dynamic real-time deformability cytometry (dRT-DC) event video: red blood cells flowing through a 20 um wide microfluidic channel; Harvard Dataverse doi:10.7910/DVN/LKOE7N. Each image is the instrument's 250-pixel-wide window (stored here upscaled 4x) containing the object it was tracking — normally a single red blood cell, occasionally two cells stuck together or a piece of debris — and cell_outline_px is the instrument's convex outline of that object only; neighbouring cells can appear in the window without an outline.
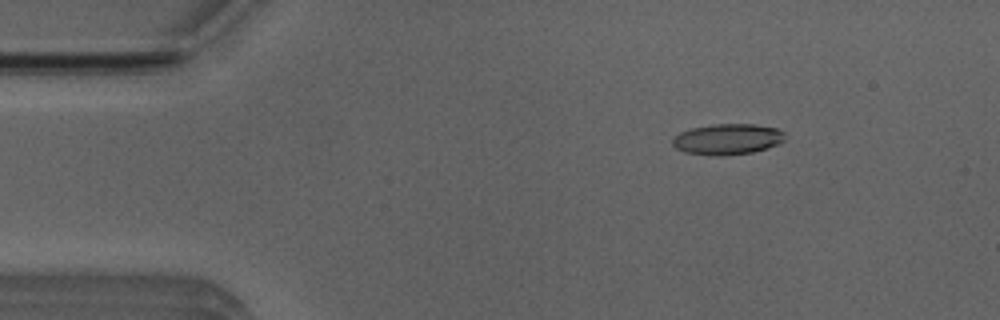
{"species": "Egyptian fruit bat (a non-hibernating species)", "species_latin": "Rousettus aegyptiacus", "temperature_condition": "room temperature", "stored_images_in_passage": 45, "camera_frame_rate_fps": 3000, "um_per_image_px": 0.085, "animal": {"sex": "male"}, "frame": {"image": 1, "passage_image": 1, "time_ms": 0.0, "image_size_px": [1000, 320], "cell_outline_px": [[784, 140], [776, 144], [752, 152], [720, 156], [712, 156], [684, 152], [676, 148], [672, 144], [672, 140], [680, 132], [692, 128], [712, 124], [756, 124], [776, 128], [784, 132]], "centroid_in_image_um": [61.8, 11.83], "position_along_channel_um": 23.2, "area_um2": 20.06}}
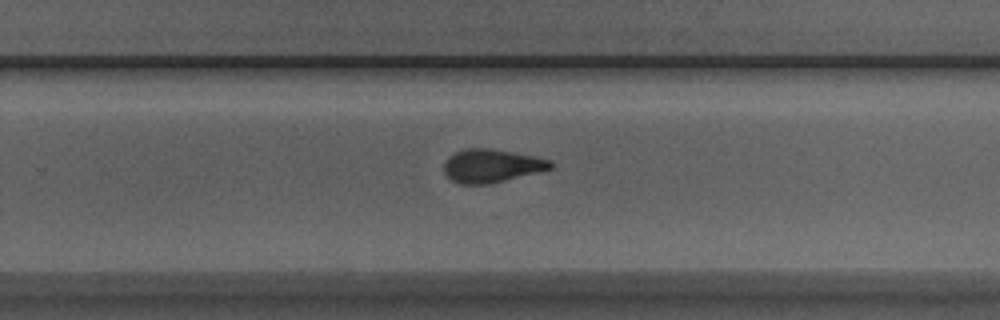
{"frame": {"image": 2, "passage_image": 26, "time_ms": 8.333, "image_size_px": [1000, 320], "cell_outline_px": [[556, 164], [552, 168], [488, 184], [460, 184], [452, 180], [444, 172], [444, 164], [448, 156], [464, 148], [488, 148], [512, 152], [552, 160]], "centroid_in_image_um": [41.77, 14.08], "position_along_channel_um": 288.0, "area_um2": 20.46}}
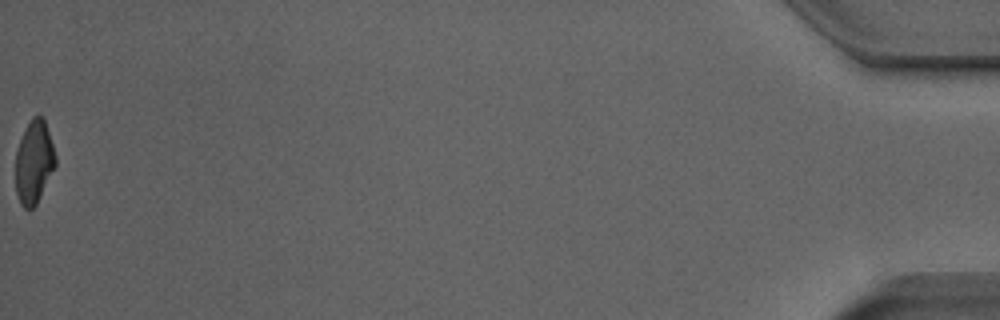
{"frame": {"image": 3, "passage_image": 45, "time_ms": 14.667, "image_size_px": [1000, 320], "cell_outline_px": [[56, 164], [36, 204], [32, 208], [24, 208], [20, 204], [16, 192], [16, 152], [20, 140], [32, 116], [44, 116], [56, 156]], "centroid_in_image_um": [2.89, 13.76], "position_along_channel_um": 432.3, "area_um2": 19.07}, "authors_computed_cell_mechanics": {"area_um2": 20.6346, "velocity_mm_per_s": 4.0086, "shape_relaxation_time_tau1_ms": 6.5337, "shape_relaxation_time_tau2_ms": 2.0418, "deformation_change_tau1": 0.1923, "deformation_change_tau2": 0.1038}}